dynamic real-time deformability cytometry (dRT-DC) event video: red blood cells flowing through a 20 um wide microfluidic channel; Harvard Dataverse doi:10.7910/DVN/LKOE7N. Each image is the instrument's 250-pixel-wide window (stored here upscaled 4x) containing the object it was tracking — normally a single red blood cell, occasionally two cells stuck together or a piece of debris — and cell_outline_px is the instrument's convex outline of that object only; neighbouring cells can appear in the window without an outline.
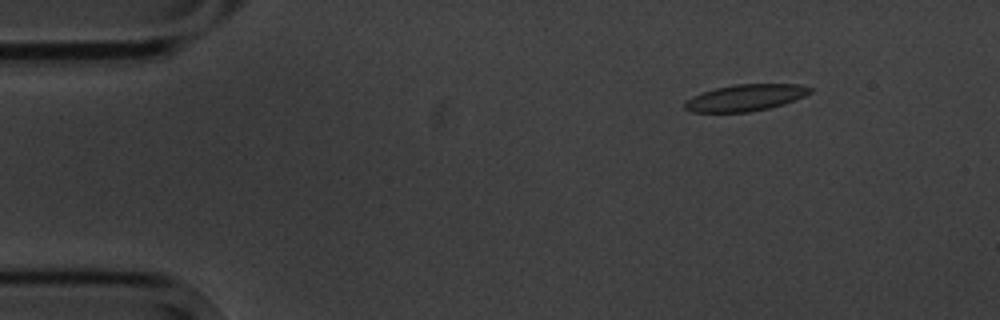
{"species": "common noctule bat (a hibernating species)", "species_latin": "Nyctalus noctula", "temperature_condition": "cold", "stored_images_in_passage": 5, "camera_frame_rate_fps": 3000, "um_per_image_px": 0.085, "animal": {"sex": "male", "body_mass_g": 20.1, "forearm_length_mm": 53.5}, "frame": {"image": 1, "passage_image": 5, "time_ms": 5.667, "image_size_px": [1000, 320], "cell_outline_px": [[812, 92], [804, 96], [784, 104], [768, 108], [748, 112], [692, 112], [684, 108], [684, 100], [692, 96], [716, 88], [736, 84], [800, 84], [812, 88]], "centroid_in_image_um": [63.35, 8.3], "position_along_channel_um": 21.6, "area_um2": 19.36}}